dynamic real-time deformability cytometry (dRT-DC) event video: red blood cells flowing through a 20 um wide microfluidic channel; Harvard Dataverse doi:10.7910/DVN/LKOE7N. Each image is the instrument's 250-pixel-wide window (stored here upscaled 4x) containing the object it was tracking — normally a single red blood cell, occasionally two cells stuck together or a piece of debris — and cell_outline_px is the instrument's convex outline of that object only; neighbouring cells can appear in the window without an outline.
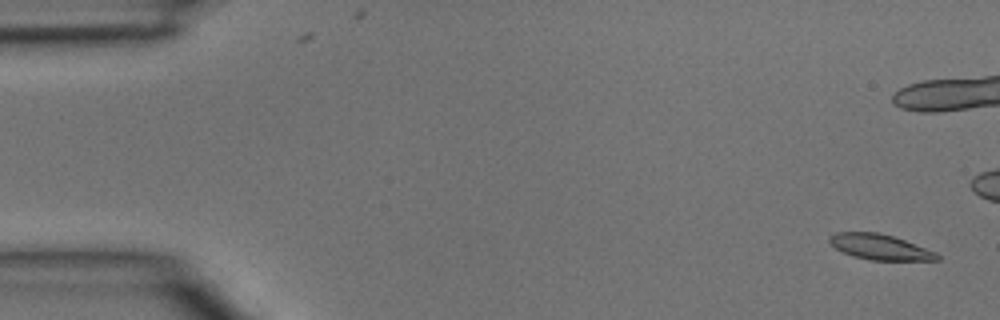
{"species": "common noctule bat (a hibernating species)", "species_latin": "Nyctalus noctula", "temperature_condition": "room temperature", "stored_images_in_passage": 8, "camera_frame_rate_fps": 3000, "um_per_image_px": 0.085, "animal": {"sex": "male", "body_mass_g": 15.6}, "frame": {"image": 1, "passage_image": 1, "time_ms": 0.0, "image_size_px": [1000, 320], "cell_outline_px": [[940, 260], [868, 260], [852, 256], [836, 248], [828, 240], [828, 236], [836, 232], [876, 232], [892, 236], [904, 240], [936, 252], [940, 256]], "centroid_in_image_um": [74.78, 21.0], "position_along_channel_um": 10.2, "area_um2": 15.84}}